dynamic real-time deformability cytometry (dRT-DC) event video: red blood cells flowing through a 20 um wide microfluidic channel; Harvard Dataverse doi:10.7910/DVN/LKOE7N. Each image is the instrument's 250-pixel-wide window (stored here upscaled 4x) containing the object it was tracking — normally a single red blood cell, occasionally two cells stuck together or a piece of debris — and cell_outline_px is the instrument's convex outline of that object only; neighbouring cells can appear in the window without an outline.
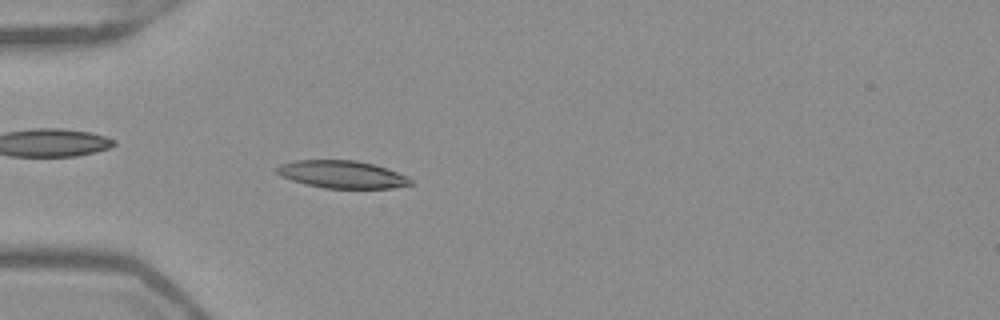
{"species": "Egyptian fruit bat (a non-hibernating species)", "species_latin": "Rousettus aegyptiacus", "temperature_condition": "warm", "stored_images_in_passage": 52, "camera_frame_rate_fps": 3000, "um_per_image_px": 0.085, "frame": {"image": 1, "passage_image": 16, "time_ms": 5.0, "image_size_px": [1000, 320], "cell_outline_px": [[412, 184], [392, 188], [324, 188], [304, 184], [280, 176], [276, 172], [276, 168], [280, 164], [292, 160], [356, 160], [372, 164], [408, 176], [412, 180]], "centroid_in_image_um": [29.03, 14.82], "position_along_channel_um": 56.0, "area_um2": 21.44}}
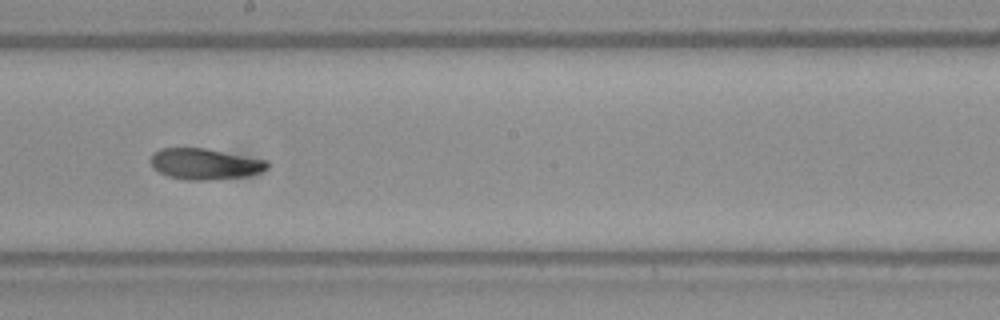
{"frame": {"image": 2, "passage_image": 30, "time_ms": 9.667, "image_size_px": [1000, 320], "cell_outline_px": [[268, 168], [260, 172], [248, 176], [208, 180], [188, 180], [168, 176], [152, 168], [148, 160], [152, 152], [160, 148], [204, 148], [268, 160]], "centroid_in_image_um": [17.37, 13.93], "position_along_channel_um": 230.8, "area_um2": 21.27}}
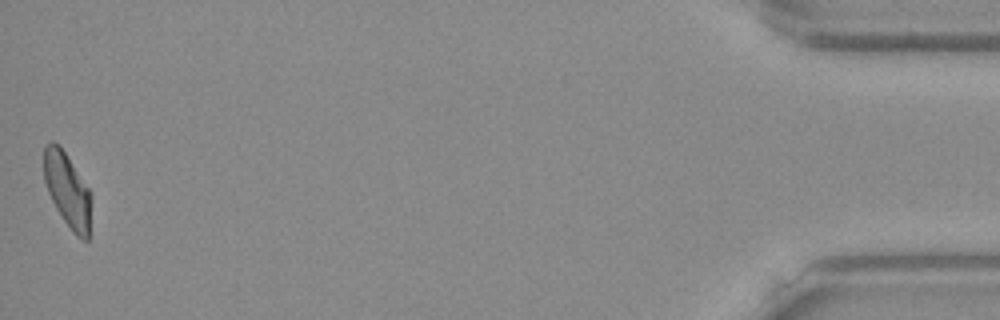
{"frame": {"image": 3, "passage_image": 52, "time_ms": 17.0, "image_size_px": [1000, 320], "cell_outline_px": [[92, 196], [88, 240], [84, 240], [76, 236], [72, 232], [56, 208], [48, 192], [44, 180], [44, 148], [52, 140], [60, 144], [88, 188]], "centroid_in_image_um": [5.73, 16.15], "position_along_channel_um": 429.5, "area_um2": 20.46}, "authors_computed_cell_mechanics": {"area_um2": 21.0392, "velocity_mm_per_s": 3.9307, "shape_relaxation_time_tau1_ms": null, "shape_relaxation_time_tau2_ms": 3.6113, "deformation_change_tau1": null, "deformation_change_tau2": 0.0929}}